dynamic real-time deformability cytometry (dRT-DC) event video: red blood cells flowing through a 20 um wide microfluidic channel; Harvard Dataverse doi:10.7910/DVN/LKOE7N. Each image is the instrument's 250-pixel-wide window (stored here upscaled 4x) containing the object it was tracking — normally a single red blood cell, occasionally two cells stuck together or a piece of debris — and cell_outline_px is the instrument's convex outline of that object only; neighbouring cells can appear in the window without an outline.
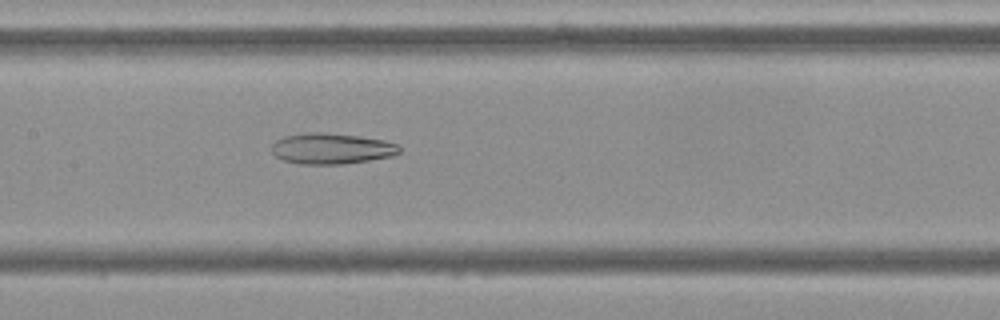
{"species": "Egyptian fruit bat (a non-hibernating species)", "species_latin": "Rousettus aegyptiacus", "temperature_condition": "cold", "stored_images_in_passage": 54, "camera_frame_rate_fps": 3000, "um_per_image_px": 0.085, "frame": {"image": 1, "passage_image": 26, "time_ms": 8.333, "image_size_px": [1000, 320], "cell_outline_px": [[400, 152], [392, 156], [344, 164], [300, 164], [284, 160], [276, 156], [272, 152], [272, 144], [276, 140], [284, 136], [308, 132], [324, 132], [360, 136], [384, 140], [396, 144], [400, 148]], "centroid_in_image_um": [28.17, 12.62], "position_along_channel_um": 179.2, "area_um2": 22.95}}
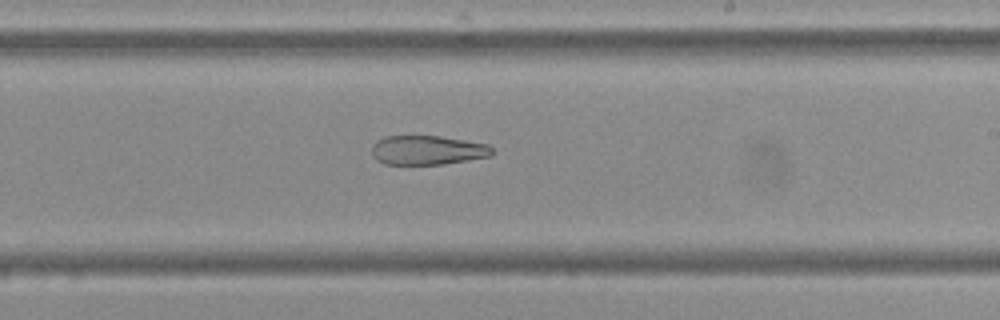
{"frame": {"image": 2, "passage_image": 32, "time_ms": 10.333, "image_size_px": [1000, 320], "cell_outline_px": [[492, 156], [444, 164], [384, 164], [376, 160], [372, 156], [372, 144], [376, 140], [384, 136], [440, 136], [488, 144], [492, 148]], "centroid_in_image_um": [36.3, 12.76], "position_along_channel_um": 252.7, "area_um2": 20.63}}
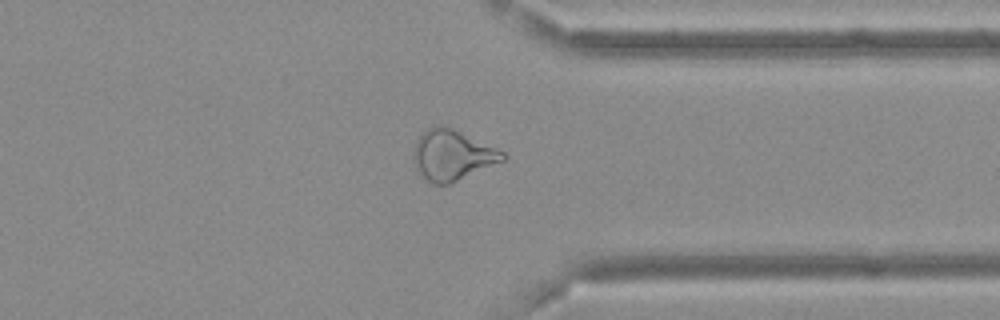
{"frame": {"image": 3, "passage_image": 42, "time_ms": 13.667, "image_size_px": [1000, 320], "cell_outline_px": [[508, 156], [504, 160], [448, 184], [432, 184], [416, 168], [416, 144], [420, 136], [428, 128], [444, 124], [496, 148], [504, 152]], "centroid_in_image_um": [38.48, 13.17], "position_along_channel_um": 372.9, "area_um2": 25.32}, "authors_computed_cell_mechanics": {"area_um2": 27.7151, "velocity_mm_per_s": 3.6851, "shape_relaxation_time_tau1_ms": null, "shape_relaxation_time_tau2_ms": 8.3848, "deformation_change_tau1": null, "deformation_change_tau2": 0.2075}}